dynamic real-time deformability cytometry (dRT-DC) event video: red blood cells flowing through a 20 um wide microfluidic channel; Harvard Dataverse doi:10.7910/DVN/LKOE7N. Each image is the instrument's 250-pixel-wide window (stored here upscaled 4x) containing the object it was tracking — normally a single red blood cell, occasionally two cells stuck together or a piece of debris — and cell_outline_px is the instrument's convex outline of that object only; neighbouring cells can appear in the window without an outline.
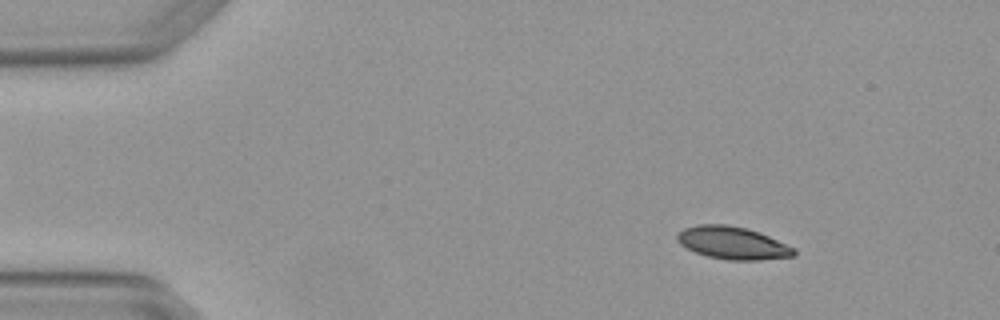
{"species": "Egyptian fruit bat (a non-hibernating species)", "species_latin": "Rousettus aegyptiacus", "temperature_condition": "warm", "stored_images_in_passage": 3, "camera_frame_rate_fps": 3000, "um_per_image_px": 0.085, "animal": {"sex": "female"}, "frame": {"image": 1, "passage_image": 1, "time_ms": 0.0, "image_size_px": [1000, 320], "cell_outline_px": [[796, 256], [760, 260], [728, 260], [708, 256], [696, 252], [680, 244], [676, 240], [676, 236], [684, 228], [696, 224], [724, 224], [744, 228], [760, 232], [796, 248]], "centroid_in_image_um": [62.3, 20.65], "position_along_channel_um": 22.7, "area_um2": 22.2}}
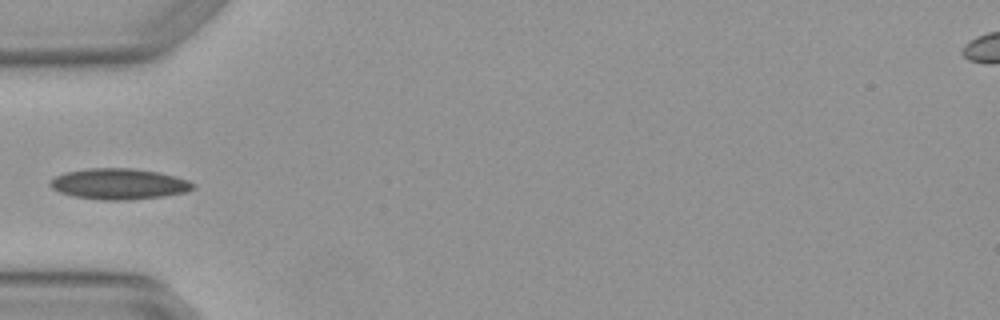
{"frame": {"image": 2, "passage_image": 3, "time_ms": 0.667, "image_size_px": [1000, 320], "cell_outline_px": [[196, 188], [188, 192], [164, 196], [128, 200], [104, 200], [72, 196], [60, 192], [52, 188], [48, 184], [48, 180], [64, 172], [88, 168], [136, 168], [160, 172], [176, 176], [188, 180], [196, 184]], "centroid_in_image_um": [10.14, 15.63], "position_along_channel_um": 74.9, "area_um2": 26.13}}